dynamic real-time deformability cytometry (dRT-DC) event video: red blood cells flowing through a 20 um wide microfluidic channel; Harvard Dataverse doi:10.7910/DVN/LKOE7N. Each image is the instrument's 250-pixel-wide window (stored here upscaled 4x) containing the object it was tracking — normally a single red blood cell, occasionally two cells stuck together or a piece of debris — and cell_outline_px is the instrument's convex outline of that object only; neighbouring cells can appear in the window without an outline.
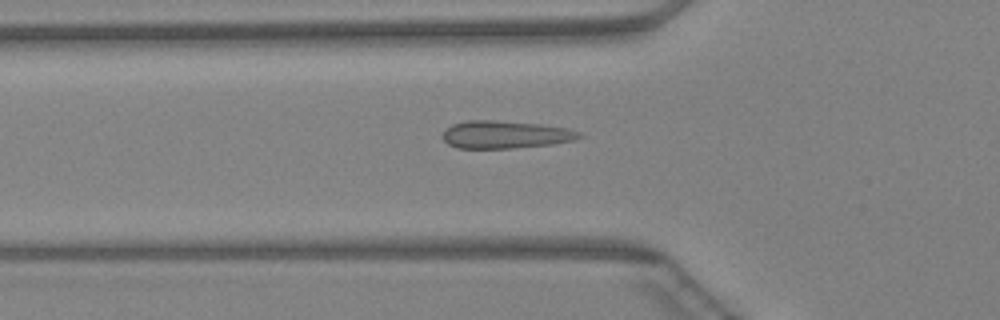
{"species": "Egyptian fruit bat (a non-hibernating species)", "species_latin": "Rousettus aegyptiacus", "temperature_condition": "warm", "stored_images_in_passage": 32, "camera_frame_rate_fps": 3000, "um_per_image_px": 0.085, "animal": {"sex": "female"}, "frame": {"image": 1, "passage_image": 3, "time_ms": 0.667, "image_size_px": [1000, 320], "cell_outline_px": [[584, 136], [576, 140], [552, 144], [512, 148], [456, 148], [448, 144], [440, 136], [444, 128], [452, 124], [468, 120], [496, 120], [540, 124], [568, 128], [580, 132]], "centroid_in_image_um": [42.93, 11.43], "position_along_channel_um": 82.9, "area_um2": 22.31}}
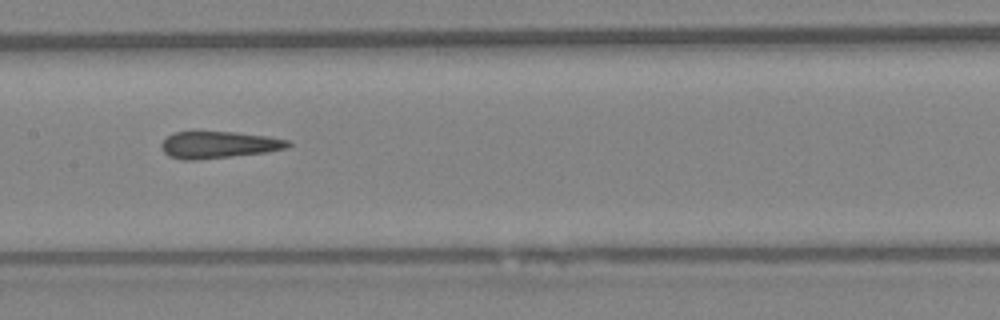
{"frame": {"image": 2, "passage_image": 10, "time_ms": 3.0, "image_size_px": [1000, 320], "cell_outline_px": [[292, 144], [288, 148], [264, 152], [196, 160], [184, 160], [168, 156], [160, 148], [160, 144], [172, 132], [236, 132], [264, 136], [288, 140]], "centroid_in_image_um": [18.54, 12.31], "position_along_channel_um": 188.9, "area_um2": 19.65}}
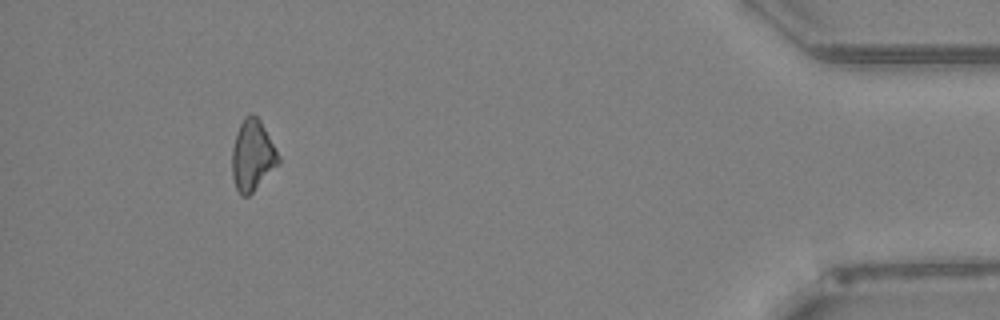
{"frame": {"image": 3, "passage_image": 29, "time_ms": 9.333, "image_size_px": [1000, 320], "cell_outline_px": [[280, 160], [252, 192], [248, 196], [240, 196], [236, 188], [232, 176], [232, 148], [236, 132], [244, 116], [252, 112], [260, 120], [280, 156]], "centroid_in_image_um": [21.42, 13.18], "position_along_channel_um": 413.8, "area_um2": 18.9}}